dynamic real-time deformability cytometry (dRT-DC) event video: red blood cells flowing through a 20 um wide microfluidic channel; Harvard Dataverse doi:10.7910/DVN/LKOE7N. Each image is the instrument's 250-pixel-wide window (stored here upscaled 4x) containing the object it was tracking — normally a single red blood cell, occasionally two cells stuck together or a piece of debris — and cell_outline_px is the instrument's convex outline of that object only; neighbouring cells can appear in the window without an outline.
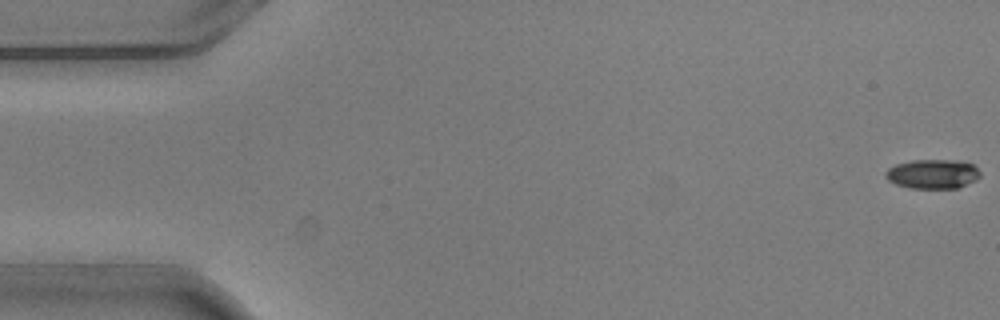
{"species": "common noctule bat (a hibernating species)", "species_latin": "Nyctalus noctula", "temperature_condition": "warm", "stored_images_in_passage": 11, "camera_frame_rate_fps": 3000, "um_per_image_px": 0.085, "animal": {"sex": "male", "body_mass_g": 20.5, "forearm_length_mm": 52.5}, "frame": {"image": 1, "passage_image": 1, "time_ms": 0.0, "image_size_px": [1000, 320], "cell_outline_px": [[980, 176], [976, 180], [960, 188], [912, 188], [896, 184], [888, 180], [884, 176], [884, 172], [888, 168], [896, 164], [912, 160], [956, 160], [972, 164], [980, 172]], "centroid_in_image_um": [79.27, 14.79], "position_along_channel_um": 5.7, "area_um2": 16.24}}
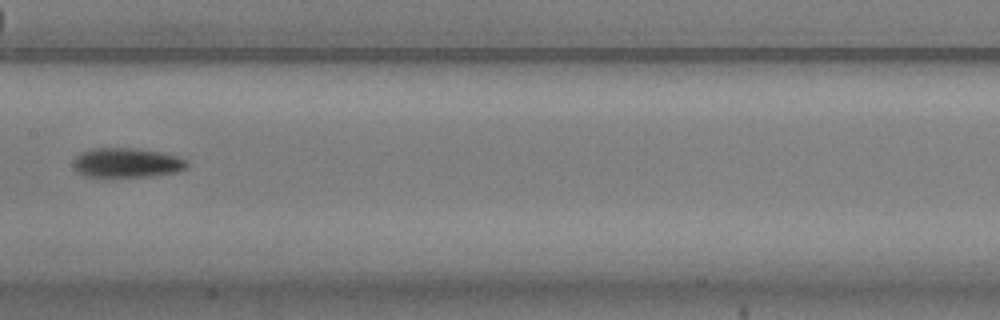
{"frame": {"image": 2, "passage_image": 8, "time_ms": 2.333, "image_size_px": [1000, 320], "cell_outline_px": [[188, 168], [180, 172], [152, 176], [88, 176], [76, 172], [72, 164], [76, 156], [80, 152], [92, 148], [140, 148], [164, 152], [180, 156], [188, 160]], "centroid_in_image_um": [10.85, 13.81], "position_along_channel_um": 196.6, "area_um2": 20.0}}
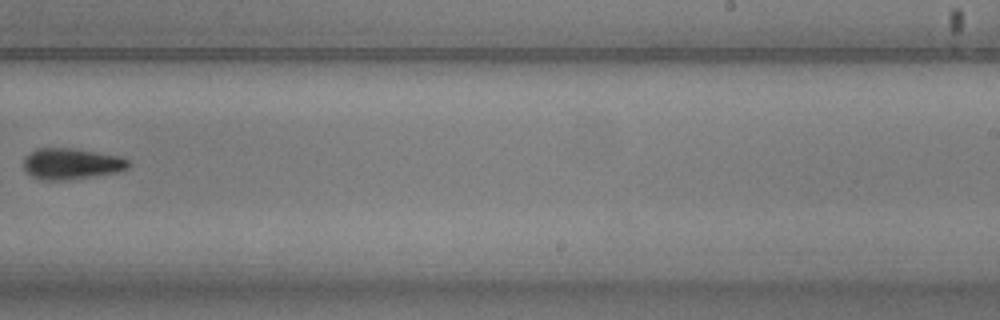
{"frame": {"image": 3, "passage_image": 10, "time_ms": 3.0, "image_size_px": [1000, 320], "cell_outline_px": [[132, 164], [124, 172], [64, 180], [48, 180], [32, 176], [24, 168], [24, 156], [28, 152], [36, 148], [76, 148], [120, 156], [128, 160]], "centroid_in_image_um": [6.12, 13.91], "position_along_channel_um": 282.9, "area_um2": 19.31}}